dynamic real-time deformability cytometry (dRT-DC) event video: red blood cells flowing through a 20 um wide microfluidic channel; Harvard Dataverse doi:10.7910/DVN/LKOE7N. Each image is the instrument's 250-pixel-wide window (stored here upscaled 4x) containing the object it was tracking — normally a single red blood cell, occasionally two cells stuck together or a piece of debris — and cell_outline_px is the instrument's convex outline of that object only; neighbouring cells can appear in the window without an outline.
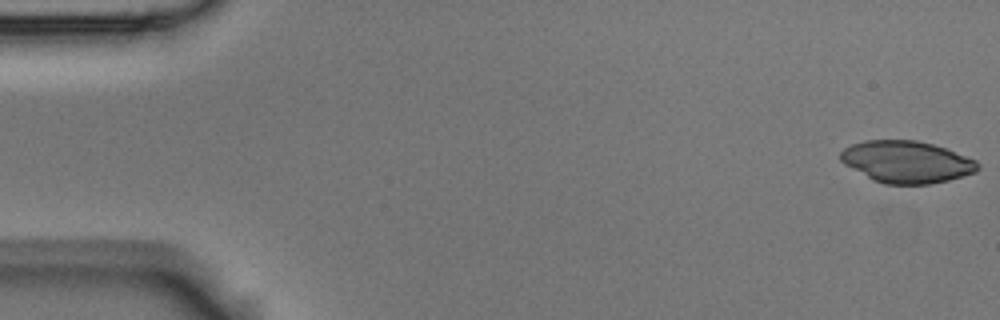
{"species": "Egyptian fruit bat (a non-hibernating species)", "species_latin": "Rousettus aegyptiacus", "temperature_condition": "room temperature", "stored_images_in_passage": 6, "camera_frame_rate_fps": 3000, "um_per_image_px": 0.085, "animal": {"sex": "male"}, "frame": {"image": 1, "passage_image": 1, "time_ms": 0.0, "image_size_px": [1000, 320], "cell_outline_px": [[980, 168], [976, 172], [948, 180], [928, 184], [884, 184], [872, 180], [844, 164], [840, 160], [840, 152], [844, 148], [852, 144], [864, 140], [916, 140], [932, 144], [944, 148], [976, 160], [980, 164]], "centroid_in_image_um": [77.04, 13.76], "position_along_channel_um": 8.0, "area_um2": 33.52}}
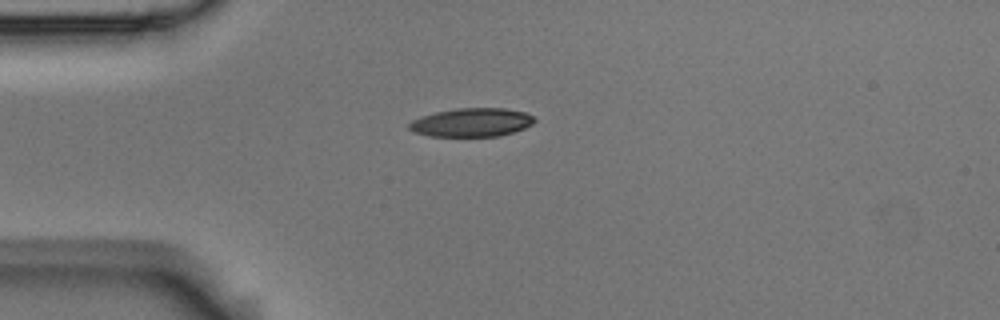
{"frame": {"image": 2, "passage_image": 6, "time_ms": 1.667, "image_size_px": [1000, 320], "cell_outline_px": [[536, 120], [532, 124], [524, 128], [500, 136], [432, 136], [416, 132], [408, 128], [408, 124], [412, 120], [436, 112], [456, 108], [504, 108], [524, 112], [532, 116]], "centroid_in_image_um": [40.11, 10.4], "position_along_channel_um": 44.9, "area_um2": 20.63}}